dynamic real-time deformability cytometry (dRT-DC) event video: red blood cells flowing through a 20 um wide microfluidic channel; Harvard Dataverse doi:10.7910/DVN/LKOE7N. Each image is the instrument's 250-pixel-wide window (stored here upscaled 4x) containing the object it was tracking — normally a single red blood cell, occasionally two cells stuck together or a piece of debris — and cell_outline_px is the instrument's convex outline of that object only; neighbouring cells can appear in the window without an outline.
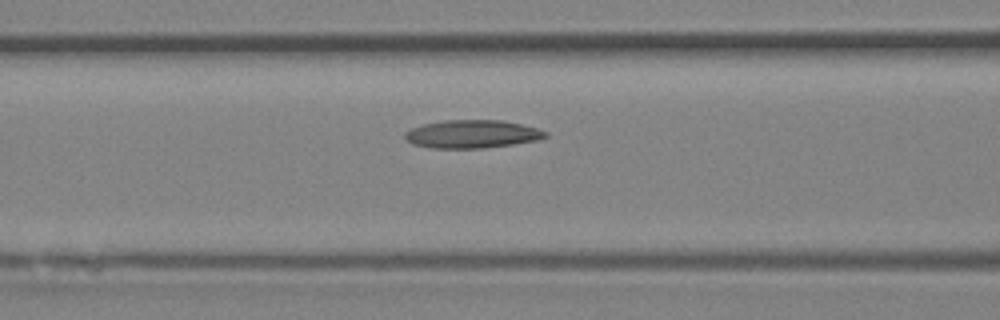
{"species": "Egyptian fruit bat (a non-hibernating species)", "species_latin": "Rousettus aegyptiacus", "temperature_condition": "room temperature", "stored_images_in_passage": 8, "camera_frame_rate_fps": 3000, "um_per_image_px": 0.085, "animal": {"sex": "female"}, "frame": {"image": 1, "passage_image": 7, "time_ms": 2.0, "image_size_px": [1000, 320], "cell_outline_px": [[548, 136], [536, 140], [512, 144], [484, 148], [432, 148], [412, 144], [404, 136], [404, 132], [412, 128], [424, 124], [444, 120], [500, 120], [520, 124], [536, 128], [548, 132]], "centroid_in_image_um": [40.11, 11.39], "position_along_channel_um": 126.5, "area_um2": 22.83}}